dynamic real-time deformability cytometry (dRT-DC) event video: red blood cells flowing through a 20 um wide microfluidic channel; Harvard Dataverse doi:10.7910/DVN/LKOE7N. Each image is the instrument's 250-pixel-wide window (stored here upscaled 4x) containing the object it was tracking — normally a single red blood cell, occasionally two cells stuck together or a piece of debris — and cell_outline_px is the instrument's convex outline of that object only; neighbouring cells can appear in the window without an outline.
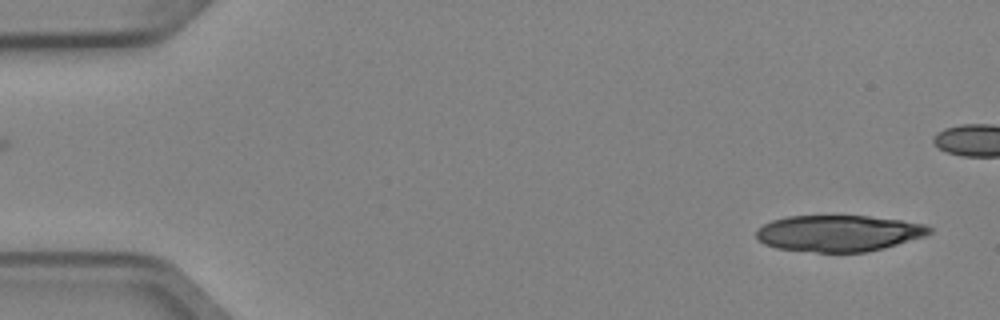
{"species": "Egyptian fruit bat (a non-hibernating species)", "species_latin": "Rousettus aegyptiacus", "temperature_condition": "cold", "stored_images_in_passage": 3, "camera_frame_rate_fps": 3000, "um_per_image_px": 0.085, "animal": {"sex": "female"}, "frame": {"image": 1, "passage_image": 3, "time_ms": 0.667, "image_size_px": [1000, 320], "cell_outline_px": [[932, 232], [924, 236], [884, 248], [864, 252], [816, 252], [776, 248], [764, 244], [756, 236], [756, 232], [764, 224], [772, 220], [788, 216], [868, 216], [900, 220], [924, 224], [932, 228]], "centroid_in_image_um": [71.29, 19.83], "position_along_channel_um": 13.7, "area_um2": 36.41}}